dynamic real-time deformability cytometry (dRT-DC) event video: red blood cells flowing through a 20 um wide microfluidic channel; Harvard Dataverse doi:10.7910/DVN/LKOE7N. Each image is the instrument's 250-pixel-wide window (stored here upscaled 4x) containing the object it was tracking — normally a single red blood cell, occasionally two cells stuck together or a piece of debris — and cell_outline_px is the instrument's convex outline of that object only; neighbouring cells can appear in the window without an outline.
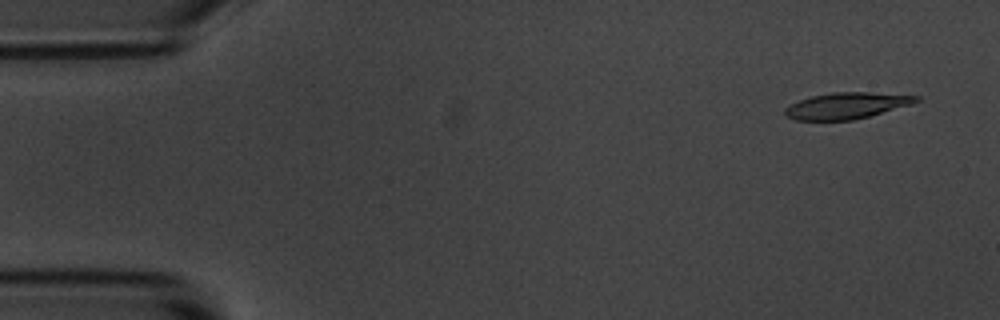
{"species": "common noctule bat (a hibernating species)", "species_latin": "Nyctalus noctula", "temperature_condition": "room temperature", "stored_images_in_passage": 6, "camera_frame_rate_fps": 3000, "um_per_image_px": 0.085, "animal": {"sex": "male", "body_mass_g": 20.1, "forearm_length_mm": 53.5}, "frame": {"image": 1, "passage_image": 1, "time_ms": 0.0, "image_size_px": [1000, 320], "cell_outline_px": [[920, 100], [912, 104], [868, 116], [852, 120], [796, 120], [784, 116], [784, 108], [800, 100], [812, 96], [832, 92], [872, 92], [920, 96]], "centroid_in_image_um": [71.95, 8.98], "position_along_channel_um": 13.1, "area_um2": 20.0}}
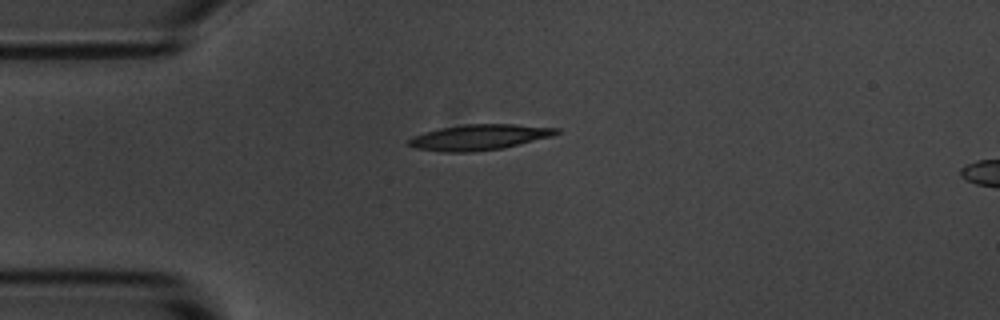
{"frame": {"image": 2, "passage_image": 4, "time_ms": 3.333, "image_size_px": [1000, 320], "cell_outline_px": [[560, 132], [552, 136], [500, 148], [472, 152], [444, 152], [416, 148], [408, 144], [408, 140], [412, 136], [424, 132], [440, 128], [464, 124], [516, 124], [560, 128]], "centroid_in_image_um": [40.72, 11.65], "position_along_channel_um": 44.3, "area_um2": 21.85}}
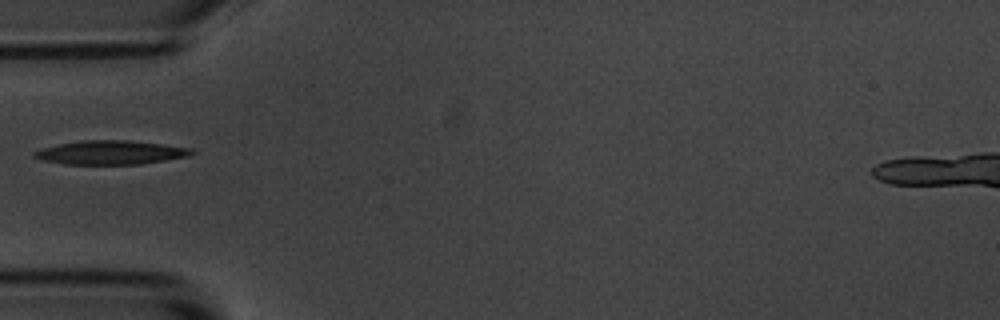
{"frame": {"image": 3, "passage_image": 5, "time_ms": 4.667, "image_size_px": [1000, 320], "cell_outline_px": [[196, 152], [188, 156], [140, 164], [64, 164], [44, 160], [32, 156], [32, 152], [44, 148], [60, 144], [84, 140], [128, 140], [192, 148]], "centroid_in_image_um": [9.42, 12.96], "position_along_channel_um": 75.6, "area_um2": 21.62}}